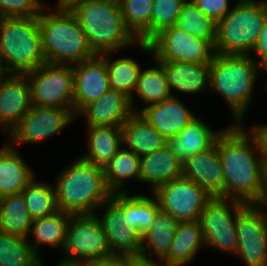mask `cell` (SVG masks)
<instances>
[{"label": "cell", "mask_w": 267, "mask_h": 266, "mask_svg": "<svg viewBox=\"0 0 267 266\" xmlns=\"http://www.w3.org/2000/svg\"><path fill=\"white\" fill-rule=\"evenodd\" d=\"M187 0H154L150 18V40L165 28L175 25Z\"/></svg>", "instance_id": "f35d334b"}, {"label": "cell", "mask_w": 267, "mask_h": 266, "mask_svg": "<svg viewBox=\"0 0 267 266\" xmlns=\"http://www.w3.org/2000/svg\"><path fill=\"white\" fill-rule=\"evenodd\" d=\"M140 164L141 157L122 146L104 167L105 182L109 191L112 194L127 192L123 189L126 181L129 179L140 181Z\"/></svg>", "instance_id": "1f68e13d"}, {"label": "cell", "mask_w": 267, "mask_h": 266, "mask_svg": "<svg viewBox=\"0 0 267 266\" xmlns=\"http://www.w3.org/2000/svg\"><path fill=\"white\" fill-rule=\"evenodd\" d=\"M178 223L160 209L154 222L142 236L141 256L151 259L155 254L158 260H164L170 252Z\"/></svg>", "instance_id": "83f0119b"}, {"label": "cell", "mask_w": 267, "mask_h": 266, "mask_svg": "<svg viewBox=\"0 0 267 266\" xmlns=\"http://www.w3.org/2000/svg\"><path fill=\"white\" fill-rule=\"evenodd\" d=\"M154 0H122L120 8L126 27L139 42L150 41V18Z\"/></svg>", "instance_id": "74e56055"}, {"label": "cell", "mask_w": 267, "mask_h": 266, "mask_svg": "<svg viewBox=\"0 0 267 266\" xmlns=\"http://www.w3.org/2000/svg\"><path fill=\"white\" fill-rule=\"evenodd\" d=\"M110 54L112 52L101 54L105 58L108 67L109 88L129 97L135 113L134 92L142 68L138 61H135L133 58L118 57L112 61L109 58Z\"/></svg>", "instance_id": "4dcf8cb0"}, {"label": "cell", "mask_w": 267, "mask_h": 266, "mask_svg": "<svg viewBox=\"0 0 267 266\" xmlns=\"http://www.w3.org/2000/svg\"><path fill=\"white\" fill-rule=\"evenodd\" d=\"M33 220L55 214L58 210L55 187L49 182L36 181L35 177L22 191Z\"/></svg>", "instance_id": "d590c367"}, {"label": "cell", "mask_w": 267, "mask_h": 266, "mask_svg": "<svg viewBox=\"0 0 267 266\" xmlns=\"http://www.w3.org/2000/svg\"><path fill=\"white\" fill-rule=\"evenodd\" d=\"M80 1L84 0H57V3H55V5L62 8L70 9L73 5L77 4Z\"/></svg>", "instance_id": "7dc6e473"}, {"label": "cell", "mask_w": 267, "mask_h": 266, "mask_svg": "<svg viewBox=\"0 0 267 266\" xmlns=\"http://www.w3.org/2000/svg\"><path fill=\"white\" fill-rule=\"evenodd\" d=\"M88 266H131V256L113 255L100 261L93 262Z\"/></svg>", "instance_id": "ee69618b"}, {"label": "cell", "mask_w": 267, "mask_h": 266, "mask_svg": "<svg viewBox=\"0 0 267 266\" xmlns=\"http://www.w3.org/2000/svg\"><path fill=\"white\" fill-rule=\"evenodd\" d=\"M152 194L160 209L178 222L199 221L201 211L212 198L204 188L184 177L159 186Z\"/></svg>", "instance_id": "7c38bea8"}, {"label": "cell", "mask_w": 267, "mask_h": 266, "mask_svg": "<svg viewBox=\"0 0 267 266\" xmlns=\"http://www.w3.org/2000/svg\"><path fill=\"white\" fill-rule=\"evenodd\" d=\"M249 130L258 142L262 163L267 166V124L253 126Z\"/></svg>", "instance_id": "7bdbcfd3"}, {"label": "cell", "mask_w": 267, "mask_h": 266, "mask_svg": "<svg viewBox=\"0 0 267 266\" xmlns=\"http://www.w3.org/2000/svg\"><path fill=\"white\" fill-rule=\"evenodd\" d=\"M74 113L77 115L86 105L96 101L109 88L108 67L102 55L73 65Z\"/></svg>", "instance_id": "e0dca14e"}, {"label": "cell", "mask_w": 267, "mask_h": 266, "mask_svg": "<svg viewBox=\"0 0 267 266\" xmlns=\"http://www.w3.org/2000/svg\"><path fill=\"white\" fill-rule=\"evenodd\" d=\"M236 232L235 255L246 266H267V213L255 204H245L237 212Z\"/></svg>", "instance_id": "4fadbf2b"}, {"label": "cell", "mask_w": 267, "mask_h": 266, "mask_svg": "<svg viewBox=\"0 0 267 266\" xmlns=\"http://www.w3.org/2000/svg\"><path fill=\"white\" fill-rule=\"evenodd\" d=\"M158 63L163 67L173 96H175L174 90L188 95L208 91L210 63L197 64L182 61Z\"/></svg>", "instance_id": "44dd1931"}, {"label": "cell", "mask_w": 267, "mask_h": 266, "mask_svg": "<svg viewBox=\"0 0 267 266\" xmlns=\"http://www.w3.org/2000/svg\"><path fill=\"white\" fill-rule=\"evenodd\" d=\"M152 196L123 192V213H129L130 225L141 236L149 229L160 210L158 199L154 194Z\"/></svg>", "instance_id": "e575fe53"}, {"label": "cell", "mask_w": 267, "mask_h": 266, "mask_svg": "<svg viewBox=\"0 0 267 266\" xmlns=\"http://www.w3.org/2000/svg\"><path fill=\"white\" fill-rule=\"evenodd\" d=\"M70 10L86 34L90 48L97 55L122 51L139 43L126 27L120 4L110 0H84Z\"/></svg>", "instance_id": "5b68a950"}, {"label": "cell", "mask_w": 267, "mask_h": 266, "mask_svg": "<svg viewBox=\"0 0 267 266\" xmlns=\"http://www.w3.org/2000/svg\"><path fill=\"white\" fill-rule=\"evenodd\" d=\"M110 1H115V2L120 3L122 0H110Z\"/></svg>", "instance_id": "681fc988"}, {"label": "cell", "mask_w": 267, "mask_h": 266, "mask_svg": "<svg viewBox=\"0 0 267 266\" xmlns=\"http://www.w3.org/2000/svg\"><path fill=\"white\" fill-rule=\"evenodd\" d=\"M257 53L259 54V60L257 57L255 58L253 54ZM250 56L260 65L263 66L267 64V18L264 22L263 28L260 32L258 41L250 54Z\"/></svg>", "instance_id": "b9f144b4"}, {"label": "cell", "mask_w": 267, "mask_h": 266, "mask_svg": "<svg viewBox=\"0 0 267 266\" xmlns=\"http://www.w3.org/2000/svg\"><path fill=\"white\" fill-rule=\"evenodd\" d=\"M31 106L30 84L26 75L0 73V126L3 133L9 135Z\"/></svg>", "instance_id": "2e32d148"}, {"label": "cell", "mask_w": 267, "mask_h": 266, "mask_svg": "<svg viewBox=\"0 0 267 266\" xmlns=\"http://www.w3.org/2000/svg\"><path fill=\"white\" fill-rule=\"evenodd\" d=\"M87 132L88 152L80 158L104 168L123 146L121 127H87Z\"/></svg>", "instance_id": "484cf974"}, {"label": "cell", "mask_w": 267, "mask_h": 266, "mask_svg": "<svg viewBox=\"0 0 267 266\" xmlns=\"http://www.w3.org/2000/svg\"><path fill=\"white\" fill-rule=\"evenodd\" d=\"M175 26L194 37L208 40L213 46L216 43L217 23L208 18L191 0H187Z\"/></svg>", "instance_id": "8d00e7d4"}, {"label": "cell", "mask_w": 267, "mask_h": 266, "mask_svg": "<svg viewBox=\"0 0 267 266\" xmlns=\"http://www.w3.org/2000/svg\"><path fill=\"white\" fill-rule=\"evenodd\" d=\"M242 125L234 123L218 135L223 198L254 204L261 191L264 165L255 136Z\"/></svg>", "instance_id": "6da1fadb"}, {"label": "cell", "mask_w": 267, "mask_h": 266, "mask_svg": "<svg viewBox=\"0 0 267 266\" xmlns=\"http://www.w3.org/2000/svg\"><path fill=\"white\" fill-rule=\"evenodd\" d=\"M254 204L267 213V166H264L263 168L261 191Z\"/></svg>", "instance_id": "f6af8a7d"}, {"label": "cell", "mask_w": 267, "mask_h": 266, "mask_svg": "<svg viewBox=\"0 0 267 266\" xmlns=\"http://www.w3.org/2000/svg\"><path fill=\"white\" fill-rule=\"evenodd\" d=\"M25 75L32 106L74 108L73 65L45 63Z\"/></svg>", "instance_id": "30bf717a"}, {"label": "cell", "mask_w": 267, "mask_h": 266, "mask_svg": "<svg viewBox=\"0 0 267 266\" xmlns=\"http://www.w3.org/2000/svg\"><path fill=\"white\" fill-rule=\"evenodd\" d=\"M27 240L0 231V266H45Z\"/></svg>", "instance_id": "d6a6232c"}, {"label": "cell", "mask_w": 267, "mask_h": 266, "mask_svg": "<svg viewBox=\"0 0 267 266\" xmlns=\"http://www.w3.org/2000/svg\"><path fill=\"white\" fill-rule=\"evenodd\" d=\"M62 252L58 265L88 266L113 256L96 214L71 215Z\"/></svg>", "instance_id": "ba28073f"}, {"label": "cell", "mask_w": 267, "mask_h": 266, "mask_svg": "<svg viewBox=\"0 0 267 266\" xmlns=\"http://www.w3.org/2000/svg\"><path fill=\"white\" fill-rule=\"evenodd\" d=\"M261 66L246 54L215 53L210 63L209 90L222 96L234 115L235 124L243 118L254 99Z\"/></svg>", "instance_id": "3957f363"}, {"label": "cell", "mask_w": 267, "mask_h": 266, "mask_svg": "<svg viewBox=\"0 0 267 266\" xmlns=\"http://www.w3.org/2000/svg\"><path fill=\"white\" fill-rule=\"evenodd\" d=\"M35 177L19 151L8 142L0 148V197L22 192Z\"/></svg>", "instance_id": "d4e9b609"}, {"label": "cell", "mask_w": 267, "mask_h": 266, "mask_svg": "<svg viewBox=\"0 0 267 266\" xmlns=\"http://www.w3.org/2000/svg\"><path fill=\"white\" fill-rule=\"evenodd\" d=\"M45 63L38 17L0 18V73L25 74Z\"/></svg>", "instance_id": "8992f818"}, {"label": "cell", "mask_w": 267, "mask_h": 266, "mask_svg": "<svg viewBox=\"0 0 267 266\" xmlns=\"http://www.w3.org/2000/svg\"><path fill=\"white\" fill-rule=\"evenodd\" d=\"M260 71H263L264 73H267V64L261 66ZM267 81V80H266ZM265 89L267 91V83L265 85Z\"/></svg>", "instance_id": "c3c4849f"}, {"label": "cell", "mask_w": 267, "mask_h": 266, "mask_svg": "<svg viewBox=\"0 0 267 266\" xmlns=\"http://www.w3.org/2000/svg\"><path fill=\"white\" fill-rule=\"evenodd\" d=\"M140 49L152 53L157 62L211 63L214 46L205 39L194 37L173 25L160 31L148 43H138Z\"/></svg>", "instance_id": "9c48e42d"}, {"label": "cell", "mask_w": 267, "mask_h": 266, "mask_svg": "<svg viewBox=\"0 0 267 266\" xmlns=\"http://www.w3.org/2000/svg\"><path fill=\"white\" fill-rule=\"evenodd\" d=\"M97 210L103 211L96 216L102 224L111 253L140 256L142 236L130 225L129 213H123V193H113Z\"/></svg>", "instance_id": "5bb4252c"}, {"label": "cell", "mask_w": 267, "mask_h": 266, "mask_svg": "<svg viewBox=\"0 0 267 266\" xmlns=\"http://www.w3.org/2000/svg\"><path fill=\"white\" fill-rule=\"evenodd\" d=\"M158 261V262H157ZM153 261L143 256H131V266H166L163 260Z\"/></svg>", "instance_id": "bcb514c9"}, {"label": "cell", "mask_w": 267, "mask_h": 266, "mask_svg": "<svg viewBox=\"0 0 267 266\" xmlns=\"http://www.w3.org/2000/svg\"><path fill=\"white\" fill-rule=\"evenodd\" d=\"M33 219L22 192L0 197V231L28 239Z\"/></svg>", "instance_id": "f546056e"}, {"label": "cell", "mask_w": 267, "mask_h": 266, "mask_svg": "<svg viewBox=\"0 0 267 266\" xmlns=\"http://www.w3.org/2000/svg\"><path fill=\"white\" fill-rule=\"evenodd\" d=\"M180 177H182V163L168 144L141 157L140 182L151 184V192Z\"/></svg>", "instance_id": "7402d4cb"}, {"label": "cell", "mask_w": 267, "mask_h": 266, "mask_svg": "<svg viewBox=\"0 0 267 266\" xmlns=\"http://www.w3.org/2000/svg\"><path fill=\"white\" fill-rule=\"evenodd\" d=\"M76 118L74 108L31 106L19 124L10 132L8 143H38L48 139L67 127Z\"/></svg>", "instance_id": "9a60e30c"}, {"label": "cell", "mask_w": 267, "mask_h": 266, "mask_svg": "<svg viewBox=\"0 0 267 266\" xmlns=\"http://www.w3.org/2000/svg\"><path fill=\"white\" fill-rule=\"evenodd\" d=\"M50 10L45 6L38 16L46 63L74 65L94 57L96 54L73 12L59 6Z\"/></svg>", "instance_id": "277c9868"}, {"label": "cell", "mask_w": 267, "mask_h": 266, "mask_svg": "<svg viewBox=\"0 0 267 266\" xmlns=\"http://www.w3.org/2000/svg\"><path fill=\"white\" fill-rule=\"evenodd\" d=\"M154 61V67L141 69L134 92V95L137 93L139 100L143 101L142 103L147 104L144 107L160 103L173 96L163 67L156 60Z\"/></svg>", "instance_id": "836d02e7"}, {"label": "cell", "mask_w": 267, "mask_h": 266, "mask_svg": "<svg viewBox=\"0 0 267 266\" xmlns=\"http://www.w3.org/2000/svg\"><path fill=\"white\" fill-rule=\"evenodd\" d=\"M133 113L129 97L108 89L96 101L86 105L76 116H84L87 119V127H121Z\"/></svg>", "instance_id": "ffe728a7"}, {"label": "cell", "mask_w": 267, "mask_h": 266, "mask_svg": "<svg viewBox=\"0 0 267 266\" xmlns=\"http://www.w3.org/2000/svg\"><path fill=\"white\" fill-rule=\"evenodd\" d=\"M45 6L40 0H0V18L38 17Z\"/></svg>", "instance_id": "ab89813d"}, {"label": "cell", "mask_w": 267, "mask_h": 266, "mask_svg": "<svg viewBox=\"0 0 267 266\" xmlns=\"http://www.w3.org/2000/svg\"><path fill=\"white\" fill-rule=\"evenodd\" d=\"M123 147L138 157L151 154L167 140L140 113H133L122 125Z\"/></svg>", "instance_id": "603a6c76"}, {"label": "cell", "mask_w": 267, "mask_h": 266, "mask_svg": "<svg viewBox=\"0 0 267 266\" xmlns=\"http://www.w3.org/2000/svg\"><path fill=\"white\" fill-rule=\"evenodd\" d=\"M244 205L238 200L218 196L207 202L199 219L205 247L236 254V216Z\"/></svg>", "instance_id": "8fae6325"}, {"label": "cell", "mask_w": 267, "mask_h": 266, "mask_svg": "<svg viewBox=\"0 0 267 266\" xmlns=\"http://www.w3.org/2000/svg\"><path fill=\"white\" fill-rule=\"evenodd\" d=\"M236 1H254V0H236Z\"/></svg>", "instance_id": "f907efd6"}, {"label": "cell", "mask_w": 267, "mask_h": 266, "mask_svg": "<svg viewBox=\"0 0 267 266\" xmlns=\"http://www.w3.org/2000/svg\"><path fill=\"white\" fill-rule=\"evenodd\" d=\"M54 187L58 210L70 215L96 214L112 195L106 186L104 168L79 156L58 173Z\"/></svg>", "instance_id": "7a4b0ae2"}, {"label": "cell", "mask_w": 267, "mask_h": 266, "mask_svg": "<svg viewBox=\"0 0 267 266\" xmlns=\"http://www.w3.org/2000/svg\"><path fill=\"white\" fill-rule=\"evenodd\" d=\"M177 96L160 103L135 108L168 141L177 136L196 117Z\"/></svg>", "instance_id": "d6986e66"}, {"label": "cell", "mask_w": 267, "mask_h": 266, "mask_svg": "<svg viewBox=\"0 0 267 266\" xmlns=\"http://www.w3.org/2000/svg\"><path fill=\"white\" fill-rule=\"evenodd\" d=\"M213 131L208 123L195 117L177 136L169 139L167 144L183 164L189 157L210 148L221 133Z\"/></svg>", "instance_id": "cb8c5ba5"}, {"label": "cell", "mask_w": 267, "mask_h": 266, "mask_svg": "<svg viewBox=\"0 0 267 266\" xmlns=\"http://www.w3.org/2000/svg\"><path fill=\"white\" fill-rule=\"evenodd\" d=\"M182 177L192 180L212 197H223L224 175L218 136L210 148L193 154L182 164Z\"/></svg>", "instance_id": "ac0fdd59"}, {"label": "cell", "mask_w": 267, "mask_h": 266, "mask_svg": "<svg viewBox=\"0 0 267 266\" xmlns=\"http://www.w3.org/2000/svg\"><path fill=\"white\" fill-rule=\"evenodd\" d=\"M201 247H205V243L200 222H179L170 252L163 262L166 266H185L195 259Z\"/></svg>", "instance_id": "4316f807"}, {"label": "cell", "mask_w": 267, "mask_h": 266, "mask_svg": "<svg viewBox=\"0 0 267 266\" xmlns=\"http://www.w3.org/2000/svg\"><path fill=\"white\" fill-rule=\"evenodd\" d=\"M70 217V214L57 211L51 216L33 220L28 237L32 236L34 240L27 241L40 258L39 249L42 245L62 250Z\"/></svg>", "instance_id": "f1b7e54d"}, {"label": "cell", "mask_w": 267, "mask_h": 266, "mask_svg": "<svg viewBox=\"0 0 267 266\" xmlns=\"http://www.w3.org/2000/svg\"><path fill=\"white\" fill-rule=\"evenodd\" d=\"M217 23L215 53L250 55L267 18V0L236 1Z\"/></svg>", "instance_id": "52a82bcc"}, {"label": "cell", "mask_w": 267, "mask_h": 266, "mask_svg": "<svg viewBox=\"0 0 267 266\" xmlns=\"http://www.w3.org/2000/svg\"><path fill=\"white\" fill-rule=\"evenodd\" d=\"M208 18L218 23L231 9L230 0H191Z\"/></svg>", "instance_id": "60d3db41"}]
</instances>
